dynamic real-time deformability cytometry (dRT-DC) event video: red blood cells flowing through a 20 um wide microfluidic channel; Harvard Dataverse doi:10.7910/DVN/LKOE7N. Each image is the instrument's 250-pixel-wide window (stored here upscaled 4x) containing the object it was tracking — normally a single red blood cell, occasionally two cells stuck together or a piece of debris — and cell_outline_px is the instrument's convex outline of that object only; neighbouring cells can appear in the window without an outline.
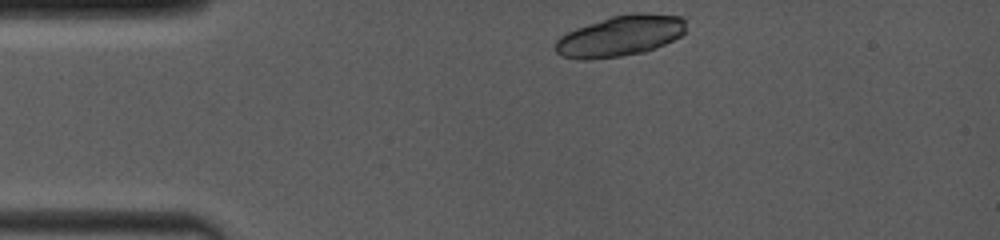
{"species": "common noctule bat (a hibernating species)", "species_latin": "Nyctalus noctula", "temperature_condition": "room temperature", "stored_images_in_passage": 10, "camera_frame_rate_fps": 4000, "um_per_image_px": 0.085, "animal": {"sex": "female", "body_mass_g": 19.0, "forearm_length_mm": 53.3}, "frame": {"image": 1, "passage_image": 1, "time_ms": 0.0, "image_size_px": [1000, 240], "cell_outline_px": [[684, 32], [680, 36], [656, 48], [644, 52], [620, 56], [584, 60], [560, 56], [556, 52], [556, 40], [560, 36], [576, 28], [612, 16], [632, 12], [640, 12], [680, 16], [684, 20]], "centroid_in_image_um": [52.71, 3.05], "position_along_channel_um": 32.3, "area_um2": 30.87}}